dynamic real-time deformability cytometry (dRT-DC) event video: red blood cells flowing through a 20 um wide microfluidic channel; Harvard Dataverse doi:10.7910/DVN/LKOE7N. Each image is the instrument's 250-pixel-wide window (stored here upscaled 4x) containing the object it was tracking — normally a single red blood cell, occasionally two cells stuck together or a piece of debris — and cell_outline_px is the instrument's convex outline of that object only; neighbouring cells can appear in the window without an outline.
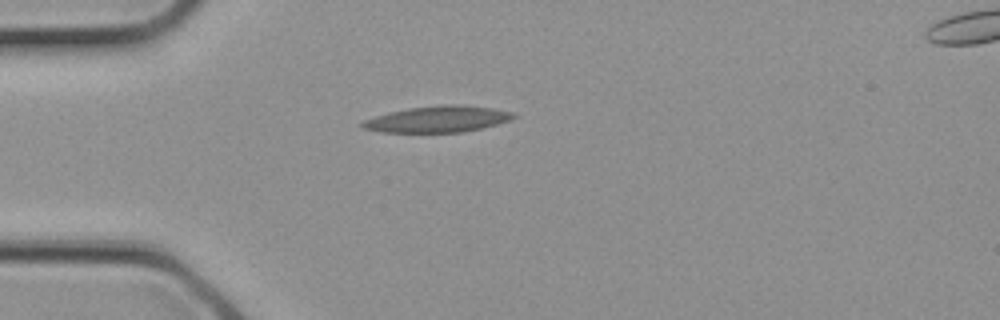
{"species": "common noctule bat (a hibernating species)", "species_latin": "Nyctalus noctula", "temperature_condition": "cold", "stored_images_in_passage": 2, "camera_frame_rate_fps": 3000, "um_per_image_px": 0.085, "animal": {"sex": "female", "body_mass_g": 21.9}, "frame": {"image": 1, "passage_image": 1, "time_ms": 0.0, "image_size_px": [1000, 320], "cell_outline_px": [[516, 116], [512, 120], [464, 132], [380, 132], [364, 128], [360, 124], [364, 120], [388, 112], [408, 108], [444, 104], [460, 104], [492, 108], [512, 112]], "centroid_in_image_um": [37.21, 10.12], "position_along_channel_um": 47.8, "area_um2": 23.06}}